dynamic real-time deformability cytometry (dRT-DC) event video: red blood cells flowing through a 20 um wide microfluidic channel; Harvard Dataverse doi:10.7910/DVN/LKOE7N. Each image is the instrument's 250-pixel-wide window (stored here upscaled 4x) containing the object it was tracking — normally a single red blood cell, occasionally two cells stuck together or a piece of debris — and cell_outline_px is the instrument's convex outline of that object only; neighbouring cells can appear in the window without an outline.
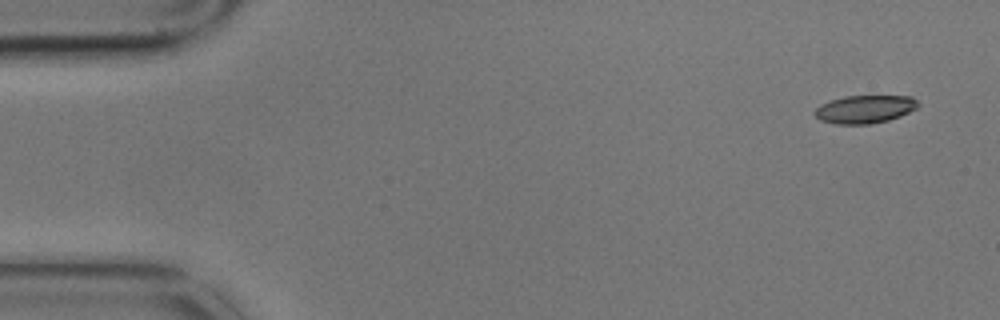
{"species": "common noctule bat (a hibernating species)", "species_latin": "Nyctalus noctula", "temperature_condition": "cold", "stored_images_in_passage": 6, "camera_frame_rate_fps": 3000, "um_per_image_px": 0.085, "animal": {"sex": "male", "body_mass_g": 17.9}, "frame": {"image": 1, "passage_image": 1, "time_ms": 0.0, "image_size_px": [1000, 320], "cell_outline_px": [[920, 104], [916, 108], [900, 116], [888, 120], [872, 124], [836, 124], [820, 120], [812, 112], [820, 104], [844, 96], [912, 96]], "centroid_in_image_um": [73.49, 9.28], "position_along_channel_um": 11.5, "area_um2": 16.88}}
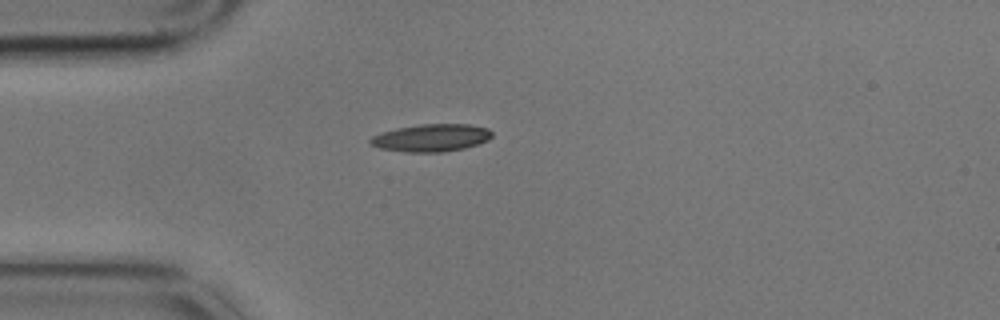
{"frame": {"image": 2, "passage_image": 4, "time_ms": 1.0, "image_size_px": [1000, 320], "cell_outline_px": [[492, 136], [488, 140], [480, 144], [464, 148], [444, 152], [404, 152], [380, 148], [368, 144], [368, 140], [372, 136], [380, 132], [396, 128], [420, 124], [468, 124], [488, 128], [492, 132]], "centroid_in_image_um": [36.64, 11.71], "position_along_channel_um": 48.4, "area_um2": 19.77}}